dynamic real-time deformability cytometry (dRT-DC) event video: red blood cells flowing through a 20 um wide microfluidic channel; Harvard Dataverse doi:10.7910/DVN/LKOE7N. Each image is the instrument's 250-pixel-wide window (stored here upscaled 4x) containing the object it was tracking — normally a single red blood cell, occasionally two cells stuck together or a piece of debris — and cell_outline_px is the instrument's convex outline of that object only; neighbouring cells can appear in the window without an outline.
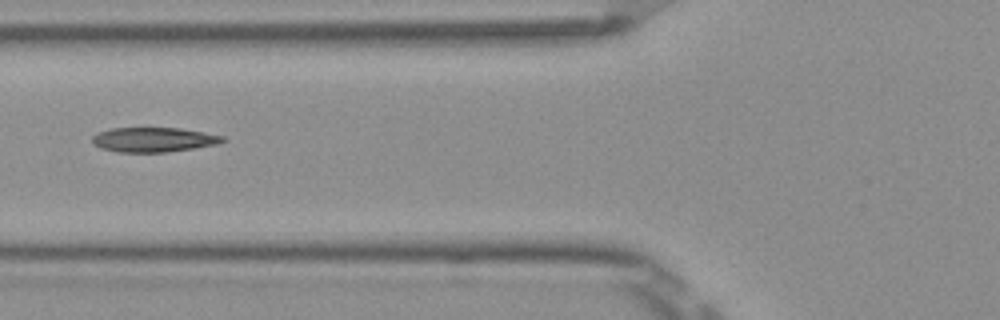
{"species": "Egyptian fruit bat (a non-hibernating species)", "species_latin": "Rousettus aegyptiacus", "temperature_condition": "room temperature", "stored_images_in_passage": 6, "camera_frame_rate_fps": 3000, "um_per_image_px": 0.085, "frame": {"image": 1, "passage_image": 6, "time_ms": 1.667, "image_size_px": [1000, 320], "cell_outline_px": [[228, 140], [216, 144], [196, 148], [164, 152], [116, 152], [100, 148], [92, 144], [92, 136], [96, 132], [112, 128], [180, 128], [204, 132], [224, 136]], "centroid_in_image_um": [13.03, 11.87], "position_along_channel_um": 112.8, "area_um2": 18.9}}